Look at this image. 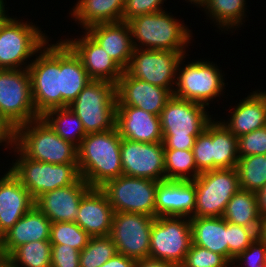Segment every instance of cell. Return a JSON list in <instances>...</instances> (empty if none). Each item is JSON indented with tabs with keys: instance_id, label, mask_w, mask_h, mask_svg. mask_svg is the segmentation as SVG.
<instances>
[{
	"instance_id": "6da1fadb",
	"label": "cell",
	"mask_w": 266,
	"mask_h": 267,
	"mask_svg": "<svg viewBox=\"0 0 266 267\" xmlns=\"http://www.w3.org/2000/svg\"><path fill=\"white\" fill-rule=\"evenodd\" d=\"M121 136L117 128L88 133L78 149V169L81 178L91 188H100L107 181L123 175Z\"/></svg>"
},
{
	"instance_id": "7a4b0ae2",
	"label": "cell",
	"mask_w": 266,
	"mask_h": 267,
	"mask_svg": "<svg viewBox=\"0 0 266 267\" xmlns=\"http://www.w3.org/2000/svg\"><path fill=\"white\" fill-rule=\"evenodd\" d=\"M166 10L128 21L134 48L188 52L187 48L194 41L193 30L184 24V20Z\"/></svg>"
},
{
	"instance_id": "3957f363",
	"label": "cell",
	"mask_w": 266,
	"mask_h": 267,
	"mask_svg": "<svg viewBox=\"0 0 266 267\" xmlns=\"http://www.w3.org/2000/svg\"><path fill=\"white\" fill-rule=\"evenodd\" d=\"M208 110L173 95L160 114L164 150H192L196 137L213 120Z\"/></svg>"
},
{
	"instance_id": "277c9868",
	"label": "cell",
	"mask_w": 266,
	"mask_h": 267,
	"mask_svg": "<svg viewBox=\"0 0 266 267\" xmlns=\"http://www.w3.org/2000/svg\"><path fill=\"white\" fill-rule=\"evenodd\" d=\"M187 56L189 58V54L183 56L178 64L173 95L212 108L209 104H213L215 100L219 102L226 93L225 86L228 82L225 83V74L210 59L198 58L186 62Z\"/></svg>"
},
{
	"instance_id": "5b68a950",
	"label": "cell",
	"mask_w": 266,
	"mask_h": 267,
	"mask_svg": "<svg viewBox=\"0 0 266 267\" xmlns=\"http://www.w3.org/2000/svg\"><path fill=\"white\" fill-rule=\"evenodd\" d=\"M16 147L38 162L77 163V146L58 136L42 116L16 128Z\"/></svg>"
},
{
	"instance_id": "8992f818",
	"label": "cell",
	"mask_w": 266,
	"mask_h": 267,
	"mask_svg": "<svg viewBox=\"0 0 266 267\" xmlns=\"http://www.w3.org/2000/svg\"><path fill=\"white\" fill-rule=\"evenodd\" d=\"M51 40L36 53L28 67L32 100L40 116L50 109L61 108V39L49 44Z\"/></svg>"
},
{
	"instance_id": "52a82bcc",
	"label": "cell",
	"mask_w": 266,
	"mask_h": 267,
	"mask_svg": "<svg viewBox=\"0 0 266 267\" xmlns=\"http://www.w3.org/2000/svg\"><path fill=\"white\" fill-rule=\"evenodd\" d=\"M45 31L24 18L9 17L0 25V69H27L51 39Z\"/></svg>"
},
{
	"instance_id": "ba28073f",
	"label": "cell",
	"mask_w": 266,
	"mask_h": 267,
	"mask_svg": "<svg viewBox=\"0 0 266 267\" xmlns=\"http://www.w3.org/2000/svg\"><path fill=\"white\" fill-rule=\"evenodd\" d=\"M12 152L15 159L8 167L34 200L43 193L74 184L81 177L78 163L38 162L27 158L17 147Z\"/></svg>"
},
{
	"instance_id": "9c48e42d",
	"label": "cell",
	"mask_w": 266,
	"mask_h": 267,
	"mask_svg": "<svg viewBox=\"0 0 266 267\" xmlns=\"http://www.w3.org/2000/svg\"><path fill=\"white\" fill-rule=\"evenodd\" d=\"M116 106V85L92 80L68 107L81 120L88 134L114 129Z\"/></svg>"
},
{
	"instance_id": "30bf717a",
	"label": "cell",
	"mask_w": 266,
	"mask_h": 267,
	"mask_svg": "<svg viewBox=\"0 0 266 267\" xmlns=\"http://www.w3.org/2000/svg\"><path fill=\"white\" fill-rule=\"evenodd\" d=\"M192 181L196 188V204L192 217H222L227 203L240 189L235 168L202 172Z\"/></svg>"
},
{
	"instance_id": "8fae6325",
	"label": "cell",
	"mask_w": 266,
	"mask_h": 267,
	"mask_svg": "<svg viewBox=\"0 0 266 267\" xmlns=\"http://www.w3.org/2000/svg\"><path fill=\"white\" fill-rule=\"evenodd\" d=\"M192 245L190 218L160 216L152 223L149 257L179 267Z\"/></svg>"
},
{
	"instance_id": "7c38bea8",
	"label": "cell",
	"mask_w": 266,
	"mask_h": 267,
	"mask_svg": "<svg viewBox=\"0 0 266 267\" xmlns=\"http://www.w3.org/2000/svg\"><path fill=\"white\" fill-rule=\"evenodd\" d=\"M0 115L14 127L41 117L32 100L27 69H0Z\"/></svg>"
},
{
	"instance_id": "4fadbf2b",
	"label": "cell",
	"mask_w": 266,
	"mask_h": 267,
	"mask_svg": "<svg viewBox=\"0 0 266 267\" xmlns=\"http://www.w3.org/2000/svg\"><path fill=\"white\" fill-rule=\"evenodd\" d=\"M159 181L121 175L100 189L114 212L141 213L155 217V197Z\"/></svg>"
},
{
	"instance_id": "5bb4252c",
	"label": "cell",
	"mask_w": 266,
	"mask_h": 267,
	"mask_svg": "<svg viewBox=\"0 0 266 267\" xmlns=\"http://www.w3.org/2000/svg\"><path fill=\"white\" fill-rule=\"evenodd\" d=\"M185 55L188 53L134 48L125 71L134 78L174 90L178 64Z\"/></svg>"
},
{
	"instance_id": "9a60e30c",
	"label": "cell",
	"mask_w": 266,
	"mask_h": 267,
	"mask_svg": "<svg viewBox=\"0 0 266 267\" xmlns=\"http://www.w3.org/2000/svg\"><path fill=\"white\" fill-rule=\"evenodd\" d=\"M154 219L141 213L114 212L109 236L117 253L135 260L148 257Z\"/></svg>"
},
{
	"instance_id": "2e32d148",
	"label": "cell",
	"mask_w": 266,
	"mask_h": 267,
	"mask_svg": "<svg viewBox=\"0 0 266 267\" xmlns=\"http://www.w3.org/2000/svg\"><path fill=\"white\" fill-rule=\"evenodd\" d=\"M120 153L123 175L154 181L165 180L162 142L142 143L122 138Z\"/></svg>"
},
{
	"instance_id": "e0dca14e",
	"label": "cell",
	"mask_w": 266,
	"mask_h": 267,
	"mask_svg": "<svg viewBox=\"0 0 266 267\" xmlns=\"http://www.w3.org/2000/svg\"><path fill=\"white\" fill-rule=\"evenodd\" d=\"M173 92L134 78L124 71L116 84L117 106H134L160 116Z\"/></svg>"
},
{
	"instance_id": "ac0fdd59",
	"label": "cell",
	"mask_w": 266,
	"mask_h": 267,
	"mask_svg": "<svg viewBox=\"0 0 266 267\" xmlns=\"http://www.w3.org/2000/svg\"><path fill=\"white\" fill-rule=\"evenodd\" d=\"M81 32L77 38L66 37L63 41L81 59L92 80L108 81L116 85L124 70L85 30Z\"/></svg>"
},
{
	"instance_id": "d6986e66",
	"label": "cell",
	"mask_w": 266,
	"mask_h": 267,
	"mask_svg": "<svg viewBox=\"0 0 266 267\" xmlns=\"http://www.w3.org/2000/svg\"><path fill=\"white\" fill-rule=\"evenodd\" d=\"M91 189L81 177L66 187L43 193L35 206L52 222H75L82 197Z\"/></svg>"
},
{
	"instance_id": "ffe728a7",
	"label": "cell",
	"mask_w": 266,
	"mask_h": 267,
	"mask_svg": "<svg viewBox=\"0 0 266 267\" xmlns=\"http://www.w3.org/2000/svg\"><path fill=\"white\" fill-rule=\"evenodd\" d=\"M0 175V238L35 206V200L20 180L5 168Z\"/></svg>"
},
{
	"instance_id": "44dd1931",
	"label": "cell",
	"mask_w": 266,
	"mask_h": 267,
	"mask_svg": "<svg viewBox=\"0 0 266 267\" xmlns=\"http://www.w3.org/2000/svg\"><path fill=\"white\" fill-rule=\"evenodd\" d=\"M196 204L193 181H159L155 197V218L174 216L192 218Z\"/></svg>"
},
{
	"instance_id": "7402d4cb",
	"label": "cell",
	"mask_w": 266,
	"mask_h": 267,
	"mask_svg": "<svg viewBox=\"0 0 266 267\" xmlns=\"http://www.w3.org/2000/svg\"><path fill=\"white\" fill-rule=\"evenodd\" d=\"M121 138L142 143L163 141L160 116L134 106H116V122Z\"/></svg>"
},
{
	"instance_id": "603a6c76",
	"label": "cell",
	"mask_w": 266,
	"mask_h": 267,
	"mask_svg": "<svg viewBox=\"0 0 266 267\" xmlns=\"http://www.w3.org/2000/svg\"><path fill=\"white\" fill-rule=\"evenodd\" d=\"M235 105L228 109L225 120L219 118L234 136L238 138L266 126V90L256 89Z\"/></svg>"
},
{
	"instance_id": "cb8c5ba5",
	"label": "cell",
	"mask_w": 266,
	"mask_h": 267,
	"mask_svg": "<svg viewBox=\"0 0 266 267\" xmlns=\"http://www.w3.org/2000/svg\"><path fill=\"white\" fill-rule=\"evenodd\" d=\"M85 31L124 71L127 69L134 51L128 22L96 24Z\"/></svg>"
},
{
	"instance_id": "d4e9b609",
	"label": "cell",
	"mask_w": 266,
	"mask_h": 267,
	"mask_svg": "<svg viewBox=\"0 0 266 267\" xmlns=\"http://www.w3.org/2000/svg\"><path fill=\"white\" fill-rule=\"evenodd\" d=\"M52 222L34 206L0 238V257L7 258L20 245L50 239Z\"/></svg>"
},
{
	"instance_id": "484cf974",
	"label": "cell",
	"mask_w": 266,
	"mask_h": 267,
	"mask_svg": "<svg viewBox=\"0 0 266 267\" xmlns=\"http://www.w3.org/2000/svg\"><path fill=\"white\" fill-rule=\"evenodd\" d=\"M113 214L105 193L100 188H91L80 201L75 223L91 237L109 236Z\"/></svg>"
},
{
	"instance_id": "4316f807",
	"label": "cell",
	"mask_w": 266,
	"mask_h": 267,
	"mask_svg": "<svg viewBox=\"0 0 266 267\" xmlns=\"http://www.w3.org/2000/svg\"><path fill=\"white\" fill-rule=\"evenodd\" d=\"M69 12L81 30L101 23L122 21L125 0H77Z\"/></svg>"
},
{
	"instance_id": "83f0119b",
	"label": "cell",
	"mask_w": 266,
	"mask_h": 267,
	"mask_svg": "<svg viewBox=\"0 0 266 267\" xmlns=\"http://www.w3.org/2000/svg\"><path fill=\"white\" fill-rule=\"evenodd\" d=\"M92 79L81 59L61 39V107H68Z\"/></svg>"
},
{
	"instance_id": "f1b7e54d",
	"label": "cell",
	"mask_w": 266,
	"mask_h": 267,
	"mask_svg": "<svg viewBox=\"0 0 266 267\" xmlns=\"http://www.w3.org/2000/svg\"><path fill=\"white\" fill-rule=\"evenodd\" d=\"M192 244L206 248L228 260V222L223 217L190 218Z\"/></svg>"
},
{
	"instance_id": "f546056e",
	"label": "cell",
	"mask_w": 266,
	"mask_h": 267,
	"mask_svg": "<svg viewBox=\"0 0 266 267\" xmlns=\"http://www.w3.org/2000/svg\"><path fill=\"white\" fill-rule=\"evenodd\" d=\"M246 1L208 0L202 11L206 14L207 18L205 19H210V23L215 24L219 32L221 30L225 34H229L230 31V33H235L236 30H241L239 28L246 22L247 19L245 18H248L249 9L247 10L248 3Z\"/></svg>"
},
{
	"instance_id": "4dcf8cb0",
	"label": "cell",
	"mask_w": 266,
	"mask_h": 267,
	"mask_svg": "<svg viewBox=\"0 0 266 267\" xmlns=\"http://www.w3.org/2000/svg\"><path fill=\"white\" fill-rule=\"evenodd\" d=\"M227 222L254 229L257 233L261 222L256 194L239 189L229 200L222 216Z\"/></svg>"
},
{
	"instance_id": "1f68e13d",
	"label": "cell",
	"mask_w": 266,
	"mask_h": 267,
	"mask_svg": "<svg viewBox=\"0 0 266 267\" xmlns=\"http://www.w3.org/2000/svg\"><path fill=\"white\" fill-rule=\"evenodd\" d=\"M217 118L212 120V170L235 168L238 163V138Z\"/></svg>"
},
{
	"instance_id": "d6a6232c",
	"label": "cell",
	"mask_w": 266,
	"mask_h": 267,
	"mask_svg": "<svg viewBox=\"0 0 266 267\" xmlns=\"http://www.w3.org/2000/svg\"><path fill=\"white\" fill-rule=\"evenodd\" d=\"M42 117L58 136L77 147L87 135L81 120L69 107L50 109Z\"/></svg>"
},
{
	"instance_id": "836d02e7",
	"label": "cell",
	"mask_w": 266,
	"mask_h": 267,
	"mask_svg": "<svg viewBox=\"0 0 266 267\" xmlns=\"http://www.w3.org/2000/svg\"><path fill=\"white\" fill-rule=\"evenodd\" d=\"M235 169L240 189L256 193L266 184V155L239 157Z\"/></svg>"
},
{
	"instance_id": "e575fe53",
	"label": "cell",
	"mask_w": 266,
	"mask_h": 267,
	"mask_svg": "<svg viewBox=\"0 0 266 267\" xmlns=\"http://www.w3.org/2000/svg\"><path fill=\"white\" fill-rule=\"evenodd\" d=\"M51 242L41 240L17 247L7 259L14 267H51Z\"/></svg>"
},
{
	"instance_id": "d590c367",
	"label": "cell",
	"mask_w": 266,
	"mask_h": 267,
	"mask_svg": "<svg viewBox=\"0 0 266 267\" xmlns=\"http://www.w3.org/2000/svg\"><path fill=\"white\" fill-rule=\"evenodd\" d=\"M164 158L165 180L192 181L201 174L192 150H164Z\"/></svg>"
},
{
	"instance_id": "8d00e7d4",
	"label": "cell",
	"mask_w": 266,
	"mask_h": 267,
	"mask_svg": "<svg viewBox=\"0 0 266 267\" xmlns=\"http://www.w3.org/2000/svg\"><path fill=\"white\" fill-rule=\"evenodd\" d=\"M117 253L110 236L91 237L80 251V267H101Z\"/></svg>"
},
{
	"instance_id": "74e56055",
	"label": "cell",
	"mask_w": 266,
	"mask_h": 267,
	"mask_svg": "<svg viewBox=\"0 0 266 267\" xmlns=\"http://www.w3.org/2000/svg\"><path fill=\"white\" fill-rule=\"evenodd\" d=\"M90 238L91 236L75 222H56L51 225V244L70 245L81 251L87 246Z\"/></svg>"
},
{
	"instance_id": "f35d334b",
	"label": "cell",
	"mask_w": 266,
	"mask_h": 267,
	"mask_svg": "<svg viewBox=\"0 0 266 267\" xmlns=\"http://www.w3.org/2000/svg\"><path fill=\"white\" fill-rule=\"evenodd\" d=\"M257 232L248 227L228 222V261H234L257 238Z\"/></svg>"
},
{
	"instance_id": "ab89813d",
	"label": "cell",
	"mask_w": 266,
	"mask_h": 267,
	"mask_svg": "<svg viewBox=\"0 0 266 267\" xmlns=\"http://www.w3.org/2000/svg\"><path fill=\"white\" fill-rule=\"evenodd\" d=\"M212 121L199 134L193 146V155L197 170L202 173L212 170Z\"/></svg>"
},
{
	"instance_id": "60d3db41",
	"label": "cell",
	"mask_w": 266,
	"mask_h": 267,
	"mask_svg": "<svg viewBox=\"0 0 266 267\" xmlns=\"http://www.w3.org/2000/svg\"><path fill=\"white\" fill-rule=\"evenodd\" d=\"M228 262L224 256L192 244L179 267H223Z\"/></svg>"
},
{
	"instance_id": "b9f144b4",
	"label": "cell",
	"mask_w": 266,
	"mask_h": 267,
	"mask_svg": "<svg viewBox=\"0 0 266 267\" xmlns=\"http://www.w3.org/2000/svg\"><path fill=\"white\" fill-rule=\"evenodd\" d=\"M238 155H266V126L238 137Z\"/></svg>"
},
{
	"instance_id": "7bdbcfd3",
	"label": "cell",
	"mask_w": 266,
	"mask_h": 267,
	"mask_svg": "<svg viewBox=\"0 0 266 267\" xmlns=\"http://www.w3.org/2000/svg\"><path fill=\"white\" fill-rule=\"evenodd\" d=\"M233 262L235 267H266V244L257 236Z\"/></svg>"
},
{
	"instance_id": "ee69618b",
	"label": "cell",
	"mask_w": 266,
	"mask_h": 267,
	"mask_svg": "<svg viewBox=\"0 0 266 267\" xmlns=\"http://www.w3.org/2000/svg\"><path fill=\"white\" fill-rule=\"evenodd\" d=\"M167 0H125L122 21L128 22L134 17L163 11Z\"/></svg>"
},
{
	"instance_id": "f6af8a7d",
	"label": "cell",
	"mask_w": 266,
	"mask_h": 267,
	"mask_svg": "<svg viewBox=\"0 0 266 267\" xmlns=\"http://www.w3.org/2000/svg\"><path fill=\"white\" fill-rule=\"evenodd\" d=\"M51 267H80V251L70 245L52 244Z\"/></svg>"
},
{
	"instance_id": "bcb514c9",
	"label": "cell",
	"mask_w": 266,
	"mask_h": 267,
	"mask_svg": "<svg viewBox=\"0 0 266 267\" xmlns=\"http://www.w3.org/2000/svg\"><path fill=\"white\" fill-rule=\"evenodd\" d=\"M0 146L4 147V150H10L7 154L12 153L16 147V127L2 115H0Z\"/></svg>"
},
{
	"instance_id": "7dc6e473",
	"label": "cell",
	"mask_w": 266,
	"mask_h": 267,
	"mask_svg": "<svg viewBox=\"0 0 266 267\" xmlns=\"http://www.w3.org/2000/svg\"><path fill=\"white\" fill-rule=\"evenodd\" d=\"M135 259L116 253L112 258L105 262L101 267H135Z\"/></svg>"
},
{
	"instance_id": "c3c4849f",
	"label": "cell",
	"mask_w": 266,
	"mask_h": 267,
	"mask_svg": "<svg viewBox=\"0 0 266 267\" xmlns=\"http://www.w3.org/2000/svg\"><path fill=\"white\" fill-rule=\"evenodd\" d=\"M135 267H177L169 262L153 257H145L136 261Z\"/></svg>"
},
{
	"instance_id": "681fc988",
	"label": "cell",
	"mask_w": 266,
	"mask_h": 267,
	"mask_svg": "<svg viewBox=\"0 0 266 267\" xmlns=\"http://www.w3.org/2000/svg\"><path fill=\"white\" fill-rule=\"evenodd\" d=\"M257 206L261 217H266V184L256 193Z\"/></svg>"
},
{
	"instance_id": "f907efd6",
	"label": "cell",
	"mask_w": 266,
	"mask_h": 267,
	"mask_svg": "<svg viewBox=\"0 0 266 267\" xmlns=\"http://www.w3.org/2000/svg\"><path fill=\"white\" fill-rule=\"evenodd\" d=\"M6 6L7 1L0 0V25L3 24L10 17V13H8L9 7Z\"/></svg>"
},
{
	"instance_id": "816d5d0a",
	"label": "cell",
	"mask_w": 266,
	"mask_h": 267,
	"mask_svg": "<svg viewBox=\"0 0 266 267\" xmlns=\"http://www.w3.org/2000/svg\"><path fill=\"white\" fill-rule=\"evenodd\" d=\"M258 237L266 244V217L261 218Z\"/></svg>"
},
{
	"instance_id": "f5cc1de1",
	"label": "cell",
	"mask_w": 266,
	"mask_h": 267,
	"mask_svg": "<svg viewBox=\"0 0 266 267\" xmlns=\"http://www.w3.org/2000/svg\"><path fill=\"white\" fill-rule=\"evenodd\" d=\"M187 3H189V5H192L193 4V7H197V8H200V10L202 9V7L204 8L207 1L208 0H185Z\"/></svg>"
},
{
	"instance_id": "db71d44e",
	"label": "cell",
	"mask_w": 266,
	"mask_h": 267,
	"mask_svg": "<svg viewBox=\"0 0 266 267\" xmlns=\"http://www.w3.org/2000/svg\"><path fill=\"white\" fill-rule=\"evenodd\" d=\"M0 267H14V266L7 258L0 257Z\"/></svg>"
},
{
	"instance_id": "11a10c76",
	"label": "cell",
	"mask_w": 266,
	"mask_h": 267,
	"mask_svg": "<svg viewBox=\"0 0 266 267\" xmlns=\"http://www.w3.org/2000/svg\"><path fill=\"white\" fill-rule=\"evenodd\" d=\"M223 267H235V264L233 261H229L226 265H224Z\"/></svg>"
}]
</instances>
